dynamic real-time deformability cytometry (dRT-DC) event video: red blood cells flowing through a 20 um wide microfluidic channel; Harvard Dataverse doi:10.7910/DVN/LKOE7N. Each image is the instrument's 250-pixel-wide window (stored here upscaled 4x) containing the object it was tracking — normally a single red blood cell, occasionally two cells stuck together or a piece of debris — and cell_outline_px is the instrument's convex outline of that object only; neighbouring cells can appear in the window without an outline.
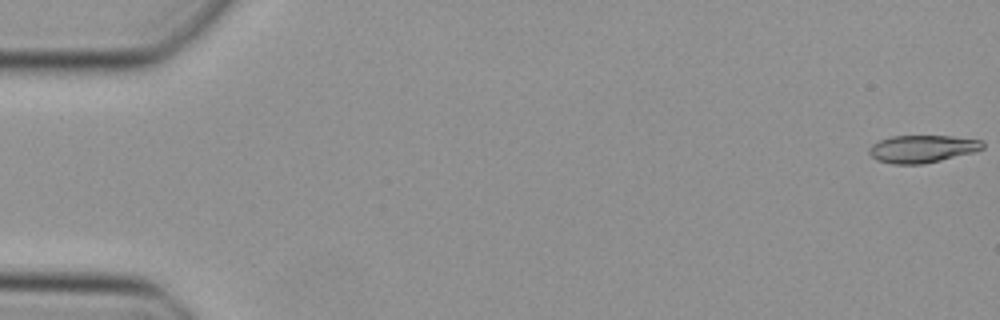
{"species": "Egyptian fruit bat (a non-hibernating species)", "species_latin": "Rousettus aegyptiacus", "temperature_condition": "cold", "stored_images_in_passage": 19, "camera_frame_rate_fps": 3000, "um_per_image_px": 0.085, "animal": {"sex": "female"}, "frame": {"image": 1, "passage_image": 1, "time_ms": 0.0, "image_size_px": [1000, 320], "cell_outline_px": [[984, 148], [972, 152], [924, 164], [892, 164], [876, 160], [868, 152], [868, 148], [872, 144], [880, 140], [892, 136], [952, 136], [984, 140]], "centroid_in_image_um": [78.38, 12.65], "position_along_channel_um": 6.6, "area_um2": 18.21}}
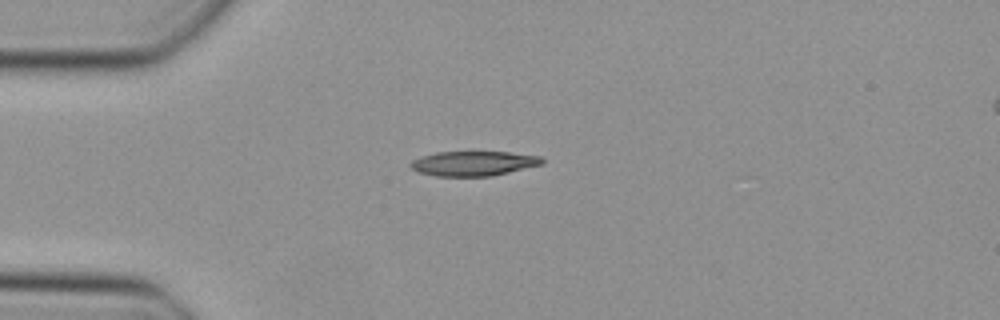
{"frame": {"image": 2, "passage_image": 13, "time_ms": 4.0, "image_size_px": [1000, 320], "cell_outline_px": [[544, 164], [492, 176], [436, 176], [420, 172], [412, 168], [408, 164], [412, 160], [436, 152], [508, 152], [540, 156], [544, 160]], "centroid_in_image_um": [40.28, 13.89], "position_along_channel_um": 44.7, "area_um2": 18.84}}
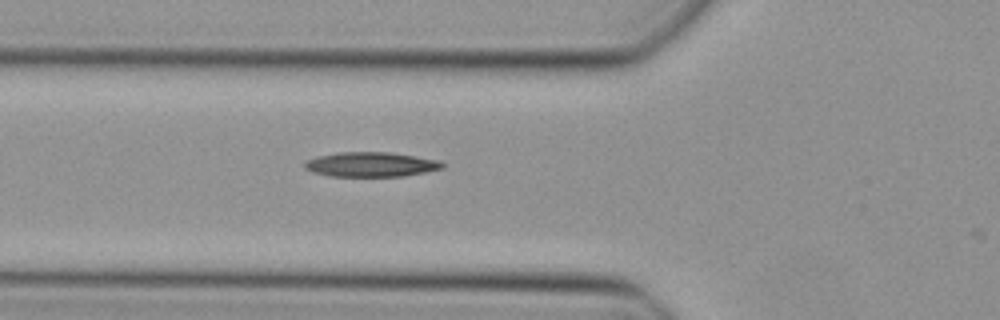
{"frame": {"image": 3, "passage_image": 18, "time_ms": 5.667, "image_size_px": [1000, 320], "cell_outline_px": [[444, 168], [404, 176], [328, 176], [312, 172], [304, 168], [304, 160], [316, 156], [340, 152], [392, 152], [440, 160], [444, 164]], "centroid_in_image_um": [31.5, 13.97], "position_along_channel_um": 94.3, "area_um2": 20.0}}